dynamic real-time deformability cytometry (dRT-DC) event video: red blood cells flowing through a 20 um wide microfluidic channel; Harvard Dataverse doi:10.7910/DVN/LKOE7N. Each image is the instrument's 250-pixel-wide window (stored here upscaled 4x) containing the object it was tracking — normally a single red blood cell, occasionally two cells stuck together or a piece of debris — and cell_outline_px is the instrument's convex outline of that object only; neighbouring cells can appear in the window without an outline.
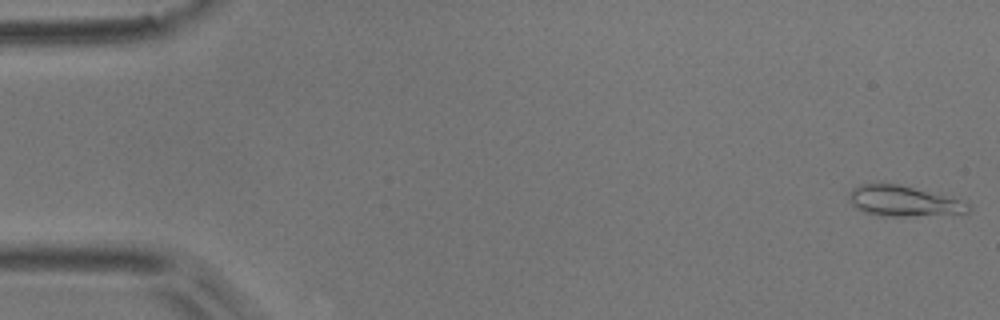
{"species": "common noctule bat (a hibernating species)", "species_latin": "Nyctalus noctula", "temperature_condition": "room temperature", "stored_images_in_passage": 5, "camera_frame_rate_fps": 3000, "um_per_image_px": 0.085, "animal": {"sex": "male", "body_mass_g": 17.9}, "frame": {"image": 1, "passage_image": 1, "time_ms": 0.0, "image_size_px": [1000, 320], "cell_outline_px": [[972, 208], [968, 212], [904, 216], [884, 216], [864, 212], [856, 208], [852, 204], [848, 192], [852, 188], [860, 184], [880, 180], [968, 200]], "centroid_in_image_um": [76.79, 17.04], "position_along_channel_um": 8.2, "area_um2": 21.73}}